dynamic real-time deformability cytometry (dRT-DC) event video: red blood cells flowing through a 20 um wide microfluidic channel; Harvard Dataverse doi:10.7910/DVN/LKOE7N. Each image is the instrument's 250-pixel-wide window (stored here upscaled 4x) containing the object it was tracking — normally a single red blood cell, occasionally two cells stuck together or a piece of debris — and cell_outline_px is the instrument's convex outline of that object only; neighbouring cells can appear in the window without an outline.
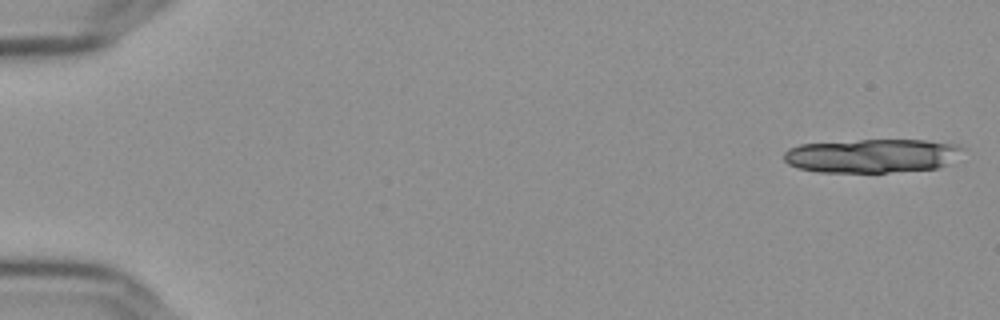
{"species": "Egyptian fruit bat (a non-hibernating species)", "species_latin": "Rousettus aegyptiacus", "temperature_condition": "cold", "stored_images_in_passage": 19, "camera_frame_rate_fps": 3000, "um_per_image_px": 0.085, "frame": {"image": 1, "passage_image": 1, "time_ms": 0.0, "image_size_px": [1000, 320], "cell_outline_px": [[968, 148], [944, 164], [936, 168], [888, 172], [820, 172], [800, 168], [788, 164], [784, 160], [784, 152], [788, 148], [800, 144], [860, 140], [924, 140], [956, 144]], "centroid_in_image_um": [74.09, 13.23], "position_along_channel_um": 10.9, "area_um2": 34.97}}